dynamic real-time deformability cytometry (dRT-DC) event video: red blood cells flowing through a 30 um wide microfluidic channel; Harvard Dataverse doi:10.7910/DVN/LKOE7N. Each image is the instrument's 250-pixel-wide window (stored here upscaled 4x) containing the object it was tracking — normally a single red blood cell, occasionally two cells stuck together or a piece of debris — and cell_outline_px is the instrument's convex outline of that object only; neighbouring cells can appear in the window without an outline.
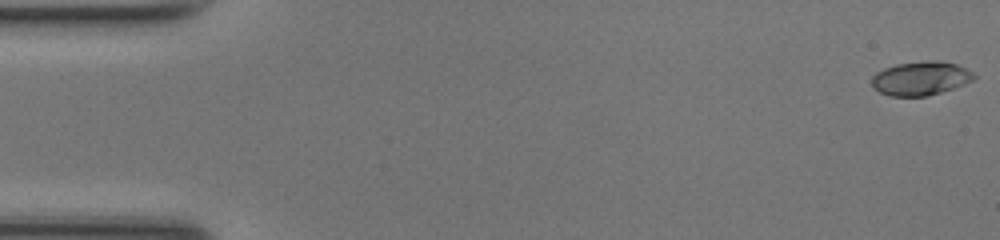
{"species": "common noctule bat (a hibernating species)", "species_latin": "Nyctalus noctula", "temperature_condition": "room temperature", "stored_images_in_passage": 49, "camera_frame_rate_fps": 3000, "um_per_image_px": 0.085, "animal": {"sex": "female", "body_mass_g": 17.0, "forearm_length_mm": 48.0}, "frame": {"image": 1, "passage_image": 1, "time_ms": 0.0, "image_size_px": [1000, 240], "cell_outline_px": [[976, 76], [972, 80], [964, 84], [928, 96], [888, 96], [872, 88], [872, 76], [876, 72], [884, 68], [896, 64], [924, 60], [936, 60], [956, 64], [972, 72]], "centroid_in_image_um": [78.21, 6.65], "position_along_channel_um": 6.8, "area_um2": 20.17}}
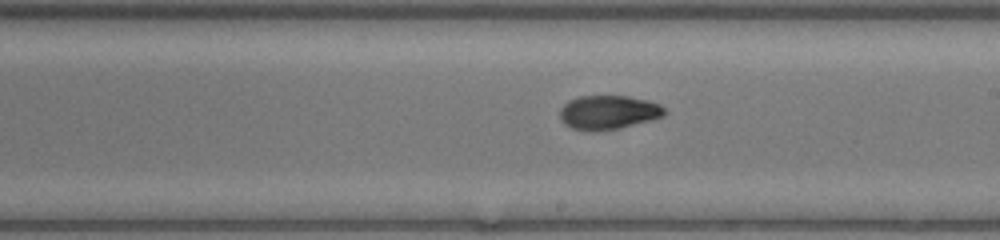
{"frame": {"image": 2, "passage_image": 28, "time_ms": 9.0, "image_size_px": [1000, 240], "cell_outline_px": [[668, 112], [664, 116], [652, 120], [616, 128], [588, 132], [572, 128], [564, 124], [560, 120], [560, 108], [568, 100], [580, 96], [628, 96], [648, 100], [660, 104]], "centroid_in_image_um": [51.7, 9.54], "position_along_channel_um": 237.3, "area_um2": 20.87}}
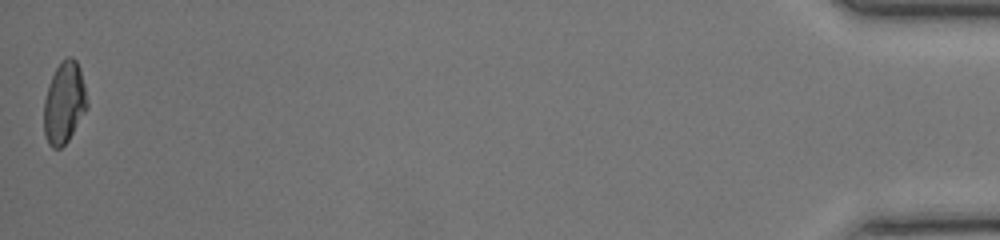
{"frame": {"image": 3, "passage_image": 49, "time_ms": 16.0, "image_size_px": [1000, 240], "cell_outline_px": [[88, 108], [68, 140], [60, 148], [52, 148], [48, 144], [44, 132], [44, 100], [48, 84], [56, 68], [68, 56], [72, 56], [76, 60], [80, 68], [84, 84], [88, 104]], "centroid_in_image_um": [5.46, 8.74], "position_along_channel_um": 429.7, "area_um2": 20.52}, "authors_computed_cell_mechanics": {"area_um2": 20.4612, "velocity_mm_per_s": 4.2491, "shape_relaxation_time_tau1_ms": 6.9858, "shape_relaxation_time_tau2_ms": 0.8062, "deformation_change_tau1": 0.2417, "deformation_change_tau2": 0.0456}}